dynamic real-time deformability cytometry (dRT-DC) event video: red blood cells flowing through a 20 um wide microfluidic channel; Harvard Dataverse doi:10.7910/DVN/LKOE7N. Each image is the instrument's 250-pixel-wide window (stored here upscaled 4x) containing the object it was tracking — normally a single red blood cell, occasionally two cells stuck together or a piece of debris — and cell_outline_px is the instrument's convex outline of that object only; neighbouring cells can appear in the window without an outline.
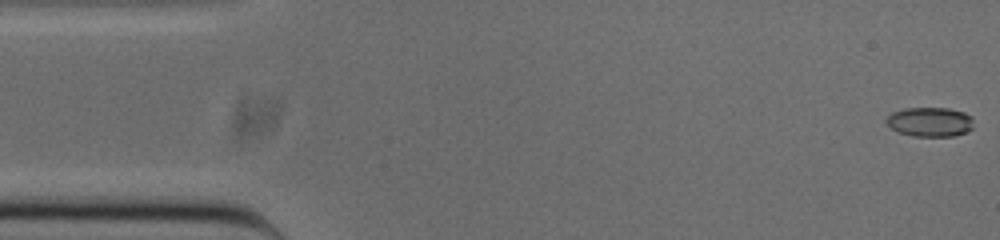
{"species": "common noctule bat (a hibernating species)", "species_latin": "Nyctalus noctula", "temperature_condition": "cold", "stored_images_in_passage": 52, "camera_frame_rate_fps": 3000, "um_per_image_px": 0.085, "animal": {"sex": "male", "body_mass_g": 20.0, "forearm_length_mm": 53.3}, "frame": {"image": 1, "passage_image": 1, "time_ms": 0.0, "image_size_px": [1000, 240], "cell_outline_px": [[972, 128], [956, 136], [912, 136], [900, 132], [892, 128], [884, 120], [892, 112], [904, 108], [948, 108], [964, 112], [972, 116]], "centroid_in_image_um": [79.04, 10.35], "position_along_channel_um": 6.0, "area_um2": 14.91}}
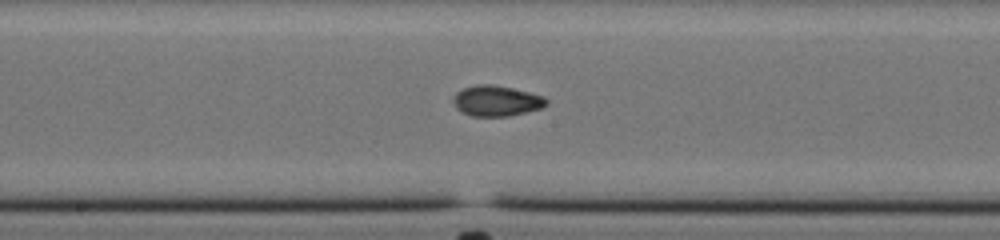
{"frame": {"image": 2, "passage_image": 26, "time_ms": 8.333, "image_size_px": [1000, 240], "cell_outline_px": [[548, 104], [540, 108], [508, 116], [472, 116], [456, 108], [452, 100], [456, 92], [464, 88], [476, 84], [492, 84], [512, 88], [544, 96], [548, 100]], "centroid_in_image_um": [42.19, 8.56], "position_along_channel_um": 206.0, "area_um2": 16.47}}
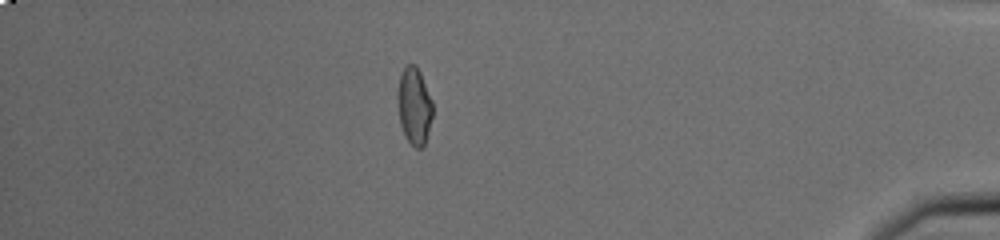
{"frame": {"image": 3, "passage_image": 45, "time_ms": 14.667, "image_size_px": [1000, 240], "cell_outline_px": [[432, 116], [428, 132], [424, 144], [420, 148], [416, 148], [408, 140], [400, 124], [396, 96], [400, 76], [404, 68], [408, 64], [416, 64], [420, 72], [432, 100]], "centroid_in_image_um": [35.2, 8.97], "position_along_channel_um": 400.0, "area_um2": 15.61}, "authors_computed_cell_mechanics": {"area_um2": 15.7216, "velocity_mm_per_s": 3.8684, "shape_relaxation_time_tau1_ms": 6.4891, "shape_relaxation_time_tau2_ms": 2.3457, "deformation_change_tau1": 0.1735, "deformation_change_tau2": 0.0677}}